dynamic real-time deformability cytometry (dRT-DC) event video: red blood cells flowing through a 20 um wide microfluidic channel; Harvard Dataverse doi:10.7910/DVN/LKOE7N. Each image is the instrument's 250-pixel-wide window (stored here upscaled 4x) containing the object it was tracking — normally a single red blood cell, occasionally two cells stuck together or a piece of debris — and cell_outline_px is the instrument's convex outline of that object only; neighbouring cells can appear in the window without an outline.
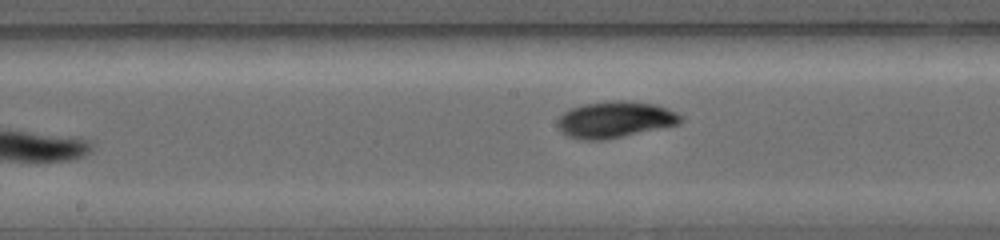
{"species": "common noctule bat (a hibernating species)", "species_latin": "Nyctalus noctula", "temperature_condition": "warm", "stored_images_in_passage": 11, "segment_of_instrument_passage": [2, 2], "camera_frame_rate_fps": 5000, "um_per_image_px": 0.085, "animal": {"sex": "female", "body_mass_g": 19.0, "forearm_length_mm": 56.7}, "frame": {"image": 1, "passage_image": 11, "time_ms": 6.2, "image_size_px": [1000, 240], "cell_outline_px": [[684, 120], [680, 124], [604, 140], [580, 140], [568, 136], [560, 132], [556, 128], [556, 120], [564, 112], [572, 108], [584, 104], [616, 100], [628, 100], [656, 104], [676, 112], [684, 116]], "centroid_in_image_um": [52.27, 10.17], "position_along_channel_um": 195.9, "area_um2": 26.41}}